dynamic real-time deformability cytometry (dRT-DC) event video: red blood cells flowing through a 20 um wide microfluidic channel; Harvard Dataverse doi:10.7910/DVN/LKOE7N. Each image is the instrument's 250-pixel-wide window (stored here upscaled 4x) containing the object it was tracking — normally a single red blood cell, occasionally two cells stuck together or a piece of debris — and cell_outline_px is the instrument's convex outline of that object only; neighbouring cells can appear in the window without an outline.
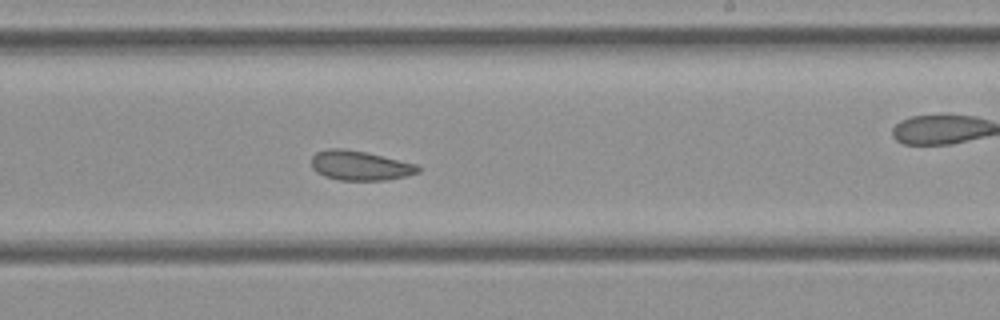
{"species": "common noctule bat (a hibernating species)", "species_latin": "Nyctalus noctula", "temperature_condition": "cold", "stored_images_in_passage": 35, "camera_frame_rate_fps": 3000, "um_per_image_px": 0.085, "animal": {"sex": "female", "body_mass_g": 21.9}, "frame": {"image": 1, "passage_image": 20, "time_ms": 6.333, "image_size_px": [1000, 320], "cell_outline_px": [[420, 172], [404, 176], [384, 180], [340, 180], [324, 176], [316, 172], [312, 168], [312, 156], [316, 152], [328, 148], [344, 148], [364, 152], [416, 164], [420, 168]], "centroid_in_image_um": [30.55, 14.07], "position_along_channel_um": 258.4, "area_um2": 18.21}}
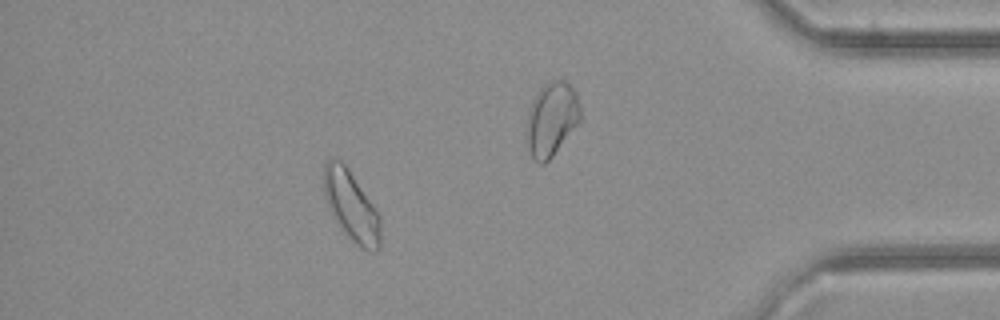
{"frame": {"image": 2, "passage_image": 30, "time_ms": 9.667, "image_size_px": [1000, 320], "cell_outline_px": [[380, 248], [360, 248], [340, 228], [328, 204], [324, 192], [324, 164], [328, 160], [340, 160], [348, 168], [380, 216]], "centroid_in_image_um": [29.85, 17.49], "position_along_channel_um": 405.3, "area_um2": 22.25}}